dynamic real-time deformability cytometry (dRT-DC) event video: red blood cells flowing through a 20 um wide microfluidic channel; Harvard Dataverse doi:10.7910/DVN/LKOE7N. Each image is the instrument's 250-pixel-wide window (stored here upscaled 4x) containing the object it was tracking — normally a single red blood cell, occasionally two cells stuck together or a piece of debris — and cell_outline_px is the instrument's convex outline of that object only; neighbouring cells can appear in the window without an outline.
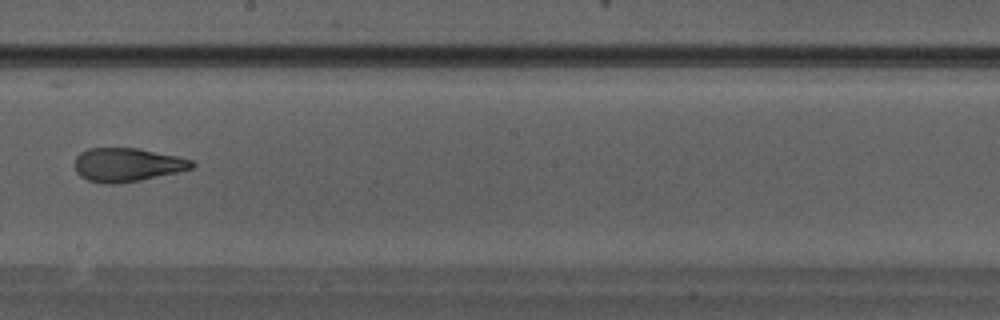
{"species": "Egyptian fruit bat (a non-hibernating species)", "species_latin": "Rousettus aegyptiacus", "temperature_condition": "warm", "stored_images_in_passage": 34, "camera_frame_rate_fps": 3000, "um_per_image_px": 0.085, "animal": {"sex": "male"}, "frame": {"image": 1, "passage_image": 20, "time_ms": 6.333, "image_size_px": [1000, 320], "cell_outline_px": [[196, 164], [192, 168], [176, 172], [140, 180], [112, 184], [108, 184], [88, 180], [80, 176], [76, 172], [72, 164], [76, 156], [80, 152], [88, 148], [136, 148], [176, 156], [192, 160]], "centroid_in_image_um": [10.74, 14.0], "position_along_channel_um": 237.5, "area_um2": 22.89}}